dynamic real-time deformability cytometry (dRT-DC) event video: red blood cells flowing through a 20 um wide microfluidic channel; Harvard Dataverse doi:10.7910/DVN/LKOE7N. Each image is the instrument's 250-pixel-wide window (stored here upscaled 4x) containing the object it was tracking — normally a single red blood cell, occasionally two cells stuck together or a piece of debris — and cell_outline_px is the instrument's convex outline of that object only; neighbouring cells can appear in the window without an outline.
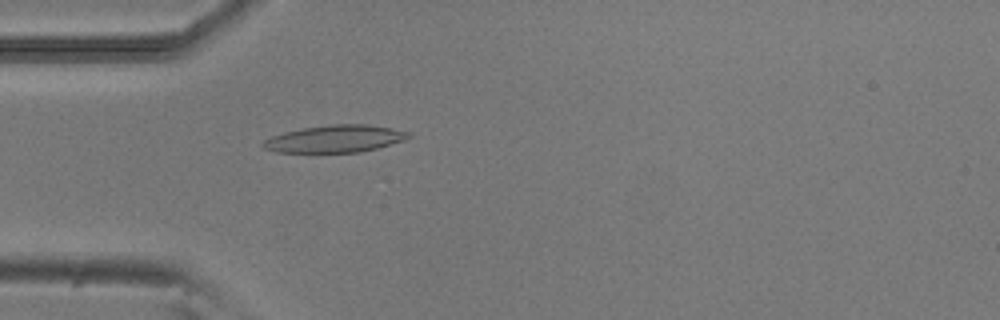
{"species": "common noctule bat (a hibernating species)", "species_latin": "Nyctalus noctula", "temperature_condition": "room temperature", "stored_images_in_passage": 4, "camera_frame_rate_fps": 3000, "um_per_image_px": 0.085, "animal": {"sex": "male", "body_mass_g": 20.5, "forearm_length_mm": 52.5}, "frame": {"image": 1, "passage_image": 4, "time_ms": 1.0, "image_size_px": [1000, 320], "cell_outline_px": [[412, 136], [404, 140], [376, 148], [360, 152], [276, 152], [264, 148], [260, 144], [264, 140], [272, 136], [284, 132], [304, 128], [332, 124], [364, 124], [392, 128], [412, 132]], "centroid_in_image_um": [28.49, 11.79], "position_along_channel_um": 56.5, "area_um2": 23.0}}